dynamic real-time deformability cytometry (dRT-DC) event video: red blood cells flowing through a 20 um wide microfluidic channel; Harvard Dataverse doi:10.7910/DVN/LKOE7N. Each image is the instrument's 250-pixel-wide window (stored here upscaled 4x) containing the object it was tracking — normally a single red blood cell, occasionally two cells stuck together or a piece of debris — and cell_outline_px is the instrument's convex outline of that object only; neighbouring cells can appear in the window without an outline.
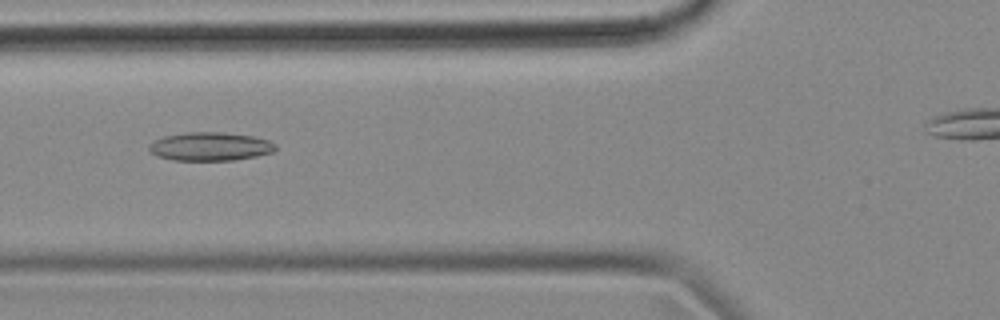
{"species": "common noctule bat (a hibernating species)", "species_latin": "Nyctalus noctula", "temperature_condition": "cold", "stored_images_in_passage": 48, "camera_frame_rate_fps": 3000, "um_per_image_px": 0.085, "animal": {"sex": "female", "body_mass_g": 18.4}, "frame": {"image": 1, "passage_image": 20, "time_ms": 6.333, "image_size_px": [1000, 320], "cell_outline_px": [[276, 148], [272, 152], [256, 156], [236, 160], [172, 160], [156, 156], [148, 148], [148, 144], [164, 136], [188, 132], [224, 132], [252, 136], [268, 140], [276, 144]], "centroid_in_image_um": [17.86, 12.45], "position_along_channel_um": 107.9, "area_um2": 20.98}}
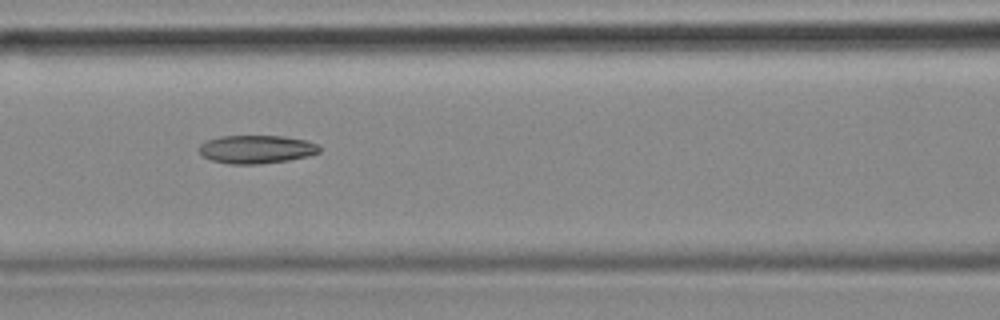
{"frame": {"image": 2, "passage_image": 23, "time_ms": 7.333, "image_size_px": [1000, 320], "cell_outline_px": [[320, 152], [308, 156], [288, 160], [260, 164], [228, 164], [212, 160], [204, 156], [200, 152], [200, 144], [208, 140], [220, 136], [284, 136], [304, 140], [316, 144], [320, 148]], "centroid_in_image_um": [21.8, 12.69], "position_along_channel_um": 144.8, "area_um2": 19.65}}
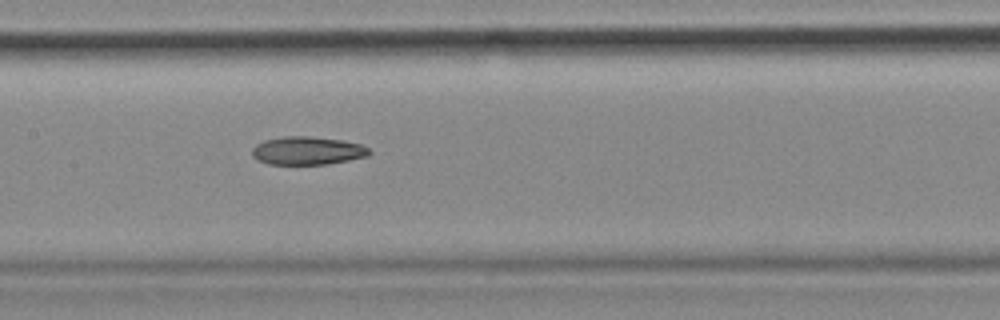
{"frame": {"image": 3, "passage_image": 26, "time_ms": 8.333, "image_size_px": [1000, 320], "cell_outline_px": [[372, 152], [368, 156], [328, 164], [268, 164], [256, 160], [252, 156], [252, 148], [256, 144], [264, 140], [284, 136], [308, 136], [340, 140], [360, 144], [368, 148]], "centroid_in_image_um": [26.1, 12.81], "position_along_channel_um": 181.3, "area_um2": 19.25}}